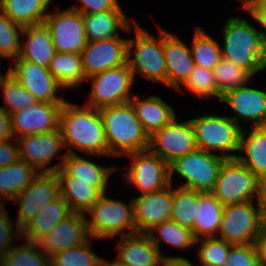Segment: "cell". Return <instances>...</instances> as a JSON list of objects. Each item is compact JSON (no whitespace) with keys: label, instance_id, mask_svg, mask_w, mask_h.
<instances>
[{"label":"cell","instance_id":"24","mask_svg":"<svg viewBox=\"0 0 266 266\" xmlns=\"http://www.w3.org/2000/svg\"><path fill=\"white\" fill-rule=\"evenodd\" d=\"M117 167L96 164L77 154H67L63 166L56 173L57 177H72L76 181L94 182V187L102 194L106 193L108 181Z\"/></svg>","mask_w":266,"mask_h":266},{"label":"cell","instance_id":"44","mask_svg":"<svg viewBox=\"0 0 266 266\" xmlns=\"http://www.w3.org/2000/svg\"><path fill=\"white\" fill-rule=\"evenodd\" d=\"M23 27L0 11V56L15 60L20 55Z\"/></svg>","mask_w":266,"mask_h":266},{"label":"cell","instance_id":"3","mask_svg":"<svg viewBox=\"0 0 266 266\" xmlns=\"http://www.w3.org/2000/svg\"><path fill=\"white\" fill-rule=\"evenodd\" d=\"M111 156H122L149 149V136L130 102L99 110Z\"/></svg>","mask_w":266,"mask_h":266},{"label":"cell","instance_id":"37","mask_svg":"<svg viewBox=\"0 0 266 266\" xmlns=\"http://www.w3.org/2000/svg\"><path fill=\"white\" fill-rule=\"evenodd\" d=\"M25 241L20 246L14 245L0 266H50V257L40 248L39 243Z\"/></svg>","mask_w":266,"mask_h":266},{"label":"cell","instance_id":"26","mask_svg":"<svg viewBox=\"0 0 266 266\" xmlns=\"http://www.w3.org/2000/svg\"><path fill=\"white\" fill-rule=\"evenodd\" d=\"M88 42L115 38L123 30L127 34L133 32V24L123 10L100 11L95 14H82ZM120 29V30H119Z\"/></svg>","mask_w":266,"mask_h":266},{"label":"cell","instance_id":"5","mask_svg":"<svg viewBox=\"0 0 266 266\" xmlns=\"http://www.w3.org/2000/svg\"><path fill=\"white\" fill-rule=\"evenodd\" d=\"M197 148L209 153L222 152L224 159H236L240 149L242 127L229 115L204 114L190 119Z\"/></svg>","mask_w":266,"mask_h":266},{"label":"cell","instance_id":"10","mask_svg":"<svg viewBox=\"0 0 266 266\" xmlns=\"http://www.w3.org/2000/svg\"><path fill=\"white\" fill-rule=\"evenodd\" d=\"M86 80L92 82L86 106L97 110L127 103L133 97L130 90L135 79L128 63L94 74Z\"/></svg>","mask_w":266,"mask_h":266},{"label":"cell","instance_id":"28","mask_svg":"<svg viewBox=\"0 0 266 266\" xmlns=\"http://www.w3.org/2000/svg\"><path fill=\"white\" fill-rule=\"evenodd\" d=\"M73 212L66 201L59 196L46 204L36 216L21 229V240L39 242L55 226Z\"/></svg>","mask_w":266,"mask_h":266},{"label":"cell","instance_id":"49","mask_svg":"<svg viewBox=\"0 0 266 266\" xmlns=\"http://www.w3.org/2000/svg\"><path fill=\"white\" fill-rule=\"evenodd\" d=\"M11 141H0V168L19 160V146Z\"/></svg>","mask_w":266,"mask_h":266},{"label":"cell","instance_id":"54","mask_svg":"<svg viewBox=\"0 0 266 266\" xmlns=\"http://www.w3.org/2000/svg\"><path fill=\"white\" fill-rule=\"evenodd\" d=\"M164 266H193V263L186 259L185 261H167Z\"/></svg>","mask_w":266,"mask_h":266},{"label":"cell","instance_id":"45","mask_svg":"<svg viewBox=\"0 0 266 266\" xmlns=\"http://www.w3.org/2000/svg\"><path fill=\"white\" fill-rule=\"evenodd\" d=\"M14 228V222L8 215L5 204L0 205V264L14 246V237L21 239V230L16 227L14 231ZM14 232H16L15 236Z\"/></svg>","mask_w":266,"mask_h":266},{"label":"cell","instance_id":"17","mask_svg":"<svg viewBox=\"0 0 266 266\" xmlns=\"http://www.w3.org/2000/svg\"><path fill=\"white\" fill-rule=\"evenodd\" d=\"M64 103L37 102L10 114L14 138L59 130Z\"/></svg>","mask_w":266,"mask_h":266},{"label":"cell","instance_id":"13","mask_svg":"<svg viewBox=\"0 0 266 266\" xmlns=\"http://www.w3.org/2000/svg\"><path fill=\"white\" fill-rule=\"evenodd\" d=\"M197 149L190 120L178 122L177 116L149 137V150L168 165Z\"/></svg>","mask_w":266,"mask_h":266},{"label":"cell","instance_id":"15","mask_svg":"<svg viewBox=\"0 0 266 266\" xmlns=\"http://www.w3.org/2000/svg\"><path fill=\"white\" fill-rule=\"evenodd\" d=\"M60 196L56 173H39L35 179L11 201L19 204L16 226L20 230L49 202Z\"/></svg>","mask_w":266,"mask_h":266},{"label":"cell","instance_id":"53","mask_svg":"<svg viewBox=\"0 0 266 266\" xmlns=\"http://www.w3.org/2000/svg\"><path fill=\"white\" fill-rule=\"evenodd\" d=\"M98 266H129L126 265L125 263L121 262L117 257L116 260L109 262L104 258H101L99 261V265Z\"/></svg>","mask_w":266,"mask_h":266},{"label":"cell","instance_id":"56","mask_svg":"<svg viewBox=\"0 0 266 266\" xmlns=\"http://www.w3.org/2000/svg\"><path fill=\"white\" fill-rule=\"evenodd\" d=\"M262 232L266 235V213L262 214Z\"/></svg>","mask_w":266,"mask_h":266},{"label":"cell","instance_id":"2","mask_svg":"<svg viewBox=\"0 0 266 266\" xmlns=\"http://www.w3.org/2000/svg\"><path fill=\"white\" fill-rule=\"evenodd\" d=\"M250 21L230 17L222 28V57L246 69L252 76L266 69V45Z\"/></svg>","mask_w":266,"mask_h":266},{"label":"cell","instance_id":"51","mask_svg":"<svg viewBox=\"0 0 266 266\" xmlns=\"http://www.w3.org/2000/svg\"><path fill=\"white\" fill-rule=\"evenodd\" d=\"M258 206L261 214L266 213V177L259 179V185L256 196Z\"/></svg>","mask_w":266,"mask_h":266},{"label":"cell","instance_id":"30","mask_svg":"<svg viewBox=\"0 0 266 266\" xmlns=\"http://www.w3.org/2000/svg\"><path fill=\"white\" fill-rule=\"evenodd\" d=\"M223 211L224 206L211 192L197 191V212L192 229L196 240L217 237Z\"/></svg>","mask_w":266,"mask_h":266},{"label":"cell","instance_id":"14","mask_svg":"<svg viewBox=\"0 0 266 266\" xmlns=\"http://www.w3.org/2000/svg\"><path fill=\"white\" fill-rule=\"evenodd\" d=\"M54 8L55 12L48 13L44 22L51 32L56 52L80 54L88 43L82 14L69 8L58 11L56 4Z\"/></svg>","mask_w":266,"mask_h":266},{"label":"cell","instance_id":"11","mask_svg":"<svg viewBox=\"0 0 266 266\" xmlns=\"http://www.w3.org/2000/svg\"><path fill=\"white\" fill-rule=\"evenodd\" d=\"M19 146V159L33 166L40 173H55L62 168L67 153L59 155L64 148L60 130L36 133L13 140ZM61 159L50 166L54 158ZM49 165V166H48Z\"/></svg>","mask_w":266,"mask_h":266},{"label":"cell","instance_id":"57","mask_svg":"<svg viewBox=\"0 0 266 266\" xmlns=\"http://www.w3.org/2000/svg\"><path fill=\"white\" fill-rule=\"evenodd\" d=\"M1 59L2 57L0 56V85H1V82L2 80L7 76V74L9 73V69L7 70V73H5V75H2L1 73Z\"/></svg>","mask_w":266,"mask_h":266},{"label":"cell","instance_id":"36","mask_svg":"<svg viewBox=\"0 0 266 266\" xmlns=\"http://www.w3.org/2000/svg\"><path fill=\"white\" fill-rule=\"evenodd\" d=\"M202 27H195L194 37L191 42V53L195 66L214 70L222 58L221 46Z\"/></svg>","mask_w":266,"mask_h":266},{"label":"cell","instance_id":"1","mask_svg":"<svg viewBox=\"0 0 266 266\" xmlns=\"http://www.w3.org/2000/svg\"><path fill=\"white\" fill-rule=\"evenodd\" d=\"M59 130L67 154H76L74 149H78L89 156H111L99 110L66 101L60 113Z\"/></svg>","mask_w":266,"mask_h":266},{"label":"cell","instance_id":"47","mask_svg":"<svg viewBox=\"0 0 266 266\" xmlns=\"http://www.w3.org/2000/svg\"><path fill=\"white\" fill-rule=\"evenodd\" d=\"M81 6L73 5L71 10L81 14H95L107 10H123L118 0H78Z\"/></svg>","mask_w":266,"mask_h":266},{"label":"cell","instance_id":"22","mask_svg":"<svg viewBox=\"0 0 266 266\" xmlns=\"http://www.w3.org/2000/svg\"><path fill=\"white\" fill-rule=\"evenodd\" d=\"M117 258L129 266H164L167 261H185L184 257H166L159 252L150 237L145 233L119 236Z\"/></svg>","mask_w":266,"mask_h":266},{"label":"cell","instance_id":"50","mask_svg":"<svg viewBox=\"0 0 266 266\" xmlns=\"http://www.w3.org/2000/svg\"><path fill=\"white\" fill-rule=\"evenodd\" d=\"M10 114L0 105V141L14 140Z\"/></svg>","mask_w":266,"mask_h":266},{"label":"cell","instance_id":"7","mask_svg":"<svg viewBox=\"0 0 266 266\" xmlns=\"http://www.w3.org/2000/svg\"><path fill=\"white\" fill-rule=\"evenodd\" d=\"M226 159L214 153L197 149L176 159L169 165L170 183L174 172L178 173L185 183L178 187L210 192L216 184L220 168Z\"/></svg>","mask_w":266,"mask_h":266},{"label":"cell","instance_id":"34","mask_svg":"<svg viewBox=\"0 0 266 266\" xmlns=\"http://www.w3.org/2000/svg\"><path fill=\"white\" fill-rule=\"evenodd\" d=\"M50 73L57 79L63 89L79 87L87 81L81 55L77 53L56 52L48 66Z\"/></svg>","mask_w":266,"mask_h":266},{"label":"cell","instance_id":"4","mask_svg":"<svg viewBox=\"0 0 266 266\" xmlns=\"http://www.w3.org/2000/svg\"><path fill=\"white\" fill-rule=\"evenodd\" d=\"M157 37L143 29L135 20V37L128 39L127 63L135 78L136 73L146 80L166 86V62L163 51V29Z\"/></svg>","mask_w":266,"mask_h":266},{"label":"cell","instance_id":"18","mask_svg":"<svg viewBox=\"0 0 266 266\" xmlns=\"http://www.w3.org/2000/svg\"><path fill=\"white\" fill-rule=\"evenodd\" d=\"M128 39L115 38L88 42L80 53L86 78L127 64Z\"/></svg>","mask_w":266,"mask_h":266},{"label":"cell","instance_id":"32","mask_svg":"<svg viewBox=\"0 0 266 266\" xmlns=\"http://www.w3.org/2000/svg\"><path fill=\"white\" fill-rule=\"evenodd\" d=\"M33 166L22 160L0 168V205L11 201L39 174ZM3 201V202H2Z\"/></svg>","mask_w":266,"mask_h":266},{"label":"cell","instance_id":"55","mask_svg":"<svg viewBox=\"0 0 266 266\" xmlns=\"http://www.w3.org/2000/svg\"><path fill=\"white\" fill-rule=\"evenodd\" d=\"M257 1H266V0H242L243 6L241 8L245 10L248 6H250L251 4Z\"/></svg>","mask_w":266,"mask_h":266},{"label":"cell","instance_id":"35","mask_svg":"<svg viewBox=\"0 0 266 266\" xmlns=\"http://www.w3.org/2000/svg\"><path fill=\"white\" fill-rule=\"evenodd\" d=\"M155 232H157L160 236H158V234H154ZM147 235L158 248L159 252L161 240L175 248L183 250L195 246L196 243V239L191 228L181 226L171 219L154 226L148 231Z\"/></svg>","mask_w":266,"mask_h":266},{"label":"cell","instance_id":"12","mask_svg":"<svg viewBox=\"0 0 266 266\" xmlns=\"http://www.w3.org/2000/svg\"><path fill=\"white\" fill-rule=\"evenodd\" d=\"M126 156L132 159V163L126 166L128 168L122 173V179L133 188L137 187L142 194L163 190L171 184L169 165L149 149Z\"/></svg>","mask_w":266,"mask_h":266},{"label":"cell","instance_id":"6","mask_svg":"<svg viewBox=\"0 0 266 266\" xmlns=\"http://www.w3.org/2000/svg\"><path fill=\"white\" fill-rule=\"evenodd\" d=\"M86 214L90 215V219L86 217L90 238L102 240L137 233L133 199L127 204L122 200L107 197V192L102 193Z\"/></svg>","mask_w":266,"mask_h":266},{"label":"cell","instance_id":"9","mask_svg":"<svg viewBox=\"0 0 266 266\" xmlns=\"http://www.w3.org/2000/svg\"><path fill=\"white\" fill-rule=\"evenodd\" d=\"M253 202L224 206L217 238L233 245L255 244L262 232V214Z\"/></svg>","mask_w":266,"mask_h":266},{"label":"cell","instance_id":"8","mask_svg":"<svg viewBox=\"0 0 266 266\" xmlns=\"http://www.w3.org/2000/svg\"><path fill=\"white\" fill-rule=\"evenodd\" d=\"M259 178L237 158L226 159L210 191L223 206L254 201Z\"/></svg>","mask_w":266,"mask_h":266},{"label":"cell","instance_id":"33","mask_svg":"<svg viewBox=\"0 0 266 266\" xmlns=\"http://www.w3.org/2000/svg\"><path fill=\"white\" fill-rule=\"evenodd\" d=\"M51 2L52 0H0V11L14 23L27 27L45 21Z\"/></svg>","mask_w":266,"mask_h":266},{"label":"cell","instance_id":"25","mask_svg":"<svg viewBox=\"0 0 266 266\" xmlns=\"http://www.w3.org/2000/svg\"><path fill=\"white\" fill-rule=\"evenodd\" d=\"M21 36L22 43L18 58L48 68L56 50L51 32L45 22L23 27ZM25 37H27L26 40Z\"/></svg>","mask_w":266,"mask_h":266},{"label":"cell","instance_id":"20","mask_svg":"<svg viewBox=\"0 0 266 266\" xmlns=\"http://www.w3.org/2000/svg\"><path fill=\"white\" fill-rule=\"evenodd\" d=\"M247 85L227 91L221 101L232 108L234 115L229 117L239 126L240 119L251 121L252 127L266 126V91Z\"/></svg>","mask_w":266,"mask_h":266},{"label":"cell","instance_id":"48","mask_svg":"<svg viewBox=\"0 0 266 266\" xmlns=\"http://www.w3.org/2000/svg\"><path fill=\"white\" fill-rule=\"evenodd\" d=\"M247 15L249 14L254 21H256L261 27H263V31H259L261 33L262 39L266 45V1H257L250 6H248L245 10Z\"/></svg>","mask_w":266,"mask_h":266},{"label":"cell","instance_id":"43","mask_svg":"<svg viewBox=\"0 0 266 266\" xmlns=\"http://www.w3.org/2000/svg\"><path fill=\"white\" fill-rule=\"evenodd\" d=\"M197 244V256L202 266H224L233 245L217 237L197 239L195 245Z\"/></svg>","mask_w":266,"mask_h":266},{"label":"cell","instance_id":"29","mask_svg":"<svg viewBox=\"0 0 266 266\" xmlns=\"http://www.w3.org/2000/svg\"><path fill=\"white\" fill-rule=\"evenodd\" d=\"M250 130L242 129L237 159L260 179L266 177V126Z\"/></svg>","mask_w":266,"mask_h":266},{"label":"cell","instance_id":"52","mask_svg":"<svg viewBox=\"0 0 266 266\" xmlns=\"http://www.w3.org/2000/svg\"><path fill=\"white\" fill-rule=\"evenodd\" d=\"M260 266H266V235L261 232L255 241Z\"/></svg>","mask_w":266,"mask_h":266},{"label":"cell","instance_id":"27","mask_svg":"<svg viewBox=\"0 0 266 266\" xmlns=\"http://www.w3.org/2000/svg\"><path fill=\"white\" fill-rule=\"evenodd\" d=\"M129 102L149 137L176 117L172 106L156 95H150L144 100L139 95H134Z\"/></svg>","mask_w":266,"mask_h":266},{"label":"cell","instance_id":"16","mask_svg":"<svg viewBox=\"0 0 266 266\" xmlns=\"http://www.w3.org/2000/svg\"><path fill=\"white\" fill-rule=\"evenodd\" d=\"M10 65H13L9 68L11 75L39 102L65 103L67 101L62 94L57 97V92L62 87L47 67L39 66L22 58L15 59Z\"/></svg>","mask_w":266,"mask_h":266},{"label":"cell","instance_id":"31","mask_svg":"<svg viewBox=\"0 0 266 266\" xmlns=\"http://www.w3.org/2000/svg\"><path fill=\"white\" fill-rule=\"evenodd\" d=\"M58 180L60 196L73 213L86 215L101 195L94 187V182L76 181L72 177H58Z\"/></svg>","mask_w":266,"mask_h":266},{"label":"cell","instance_id":"39","mask_svg":"<svg viewBox=\"0 0 266 266\" xmlns=\"http://www.w3.org/2000/svg\"><path fill=\"white\" fill-rule=\"evenodd\" d=\"M214 75L219 93L224 95L227 91L249 84L252 75L244 68L231 61L221 58L214 68Z\"/></svg>","mask_w":266,"mask_h":266},{"label":"cell","instance_id":"19","mask_svg":"<svg viewBox=\"0 0 266 266\" xmlns=\"http://www.w3.org/2000/svg\"><path fill=\"white\" fill-rule=\"evenodd\" d=\"M173 183L165 189L132 198L137 233L147 234L154 226L170 220L173 206Z\"/></svg>","mask_w":266,"mask_h":266},{"label":"cell","instance_id":"41","mask_svg":"<svg viewBox=\"0 0 266 266\" xmlns=\"http://www.w3.org/2000/svg\"><path fill=\"white\" fill-rule=\"evenodd\" d=\"M91 241L69 248L50 257V266H98L101 259L92 251Z\"/></svg>","mask_w":266,"mask_h":266},{"label":"cell","instance_id":"38","mask_svg":"<svg viewBox=\"0 0 266 266\" xmlns=\"http://www.w3.org/2000/svg\"><path fill=\"white\" fill-rule=\"evenodd\" d=\"M197 212V190L178 187L173 189V206L170 219L181 226L193 229Z\"/></svg>","mask_w":266,"mask_h":266},{"label":"cell","instance_id":"46","mask_svg":"<svg viewBox=\"0 0 266 266\" xmlns=\"http://www.w3.org/2000/svg\"><path fill=\"white\" fill-rule=\"evenodd\" d=\"M224 266H260L255 244L232 245Z\"/></svg>","mask_w":266,"mask_h":266},{"label":"cell","instance_id":"21","mask_svg":"<svg viewBox=\"0 0 266 266\" xmlns=\"http://www.w3.org/2000/svg\"><path fill=\"white\" fill-rule=\"evenodd\" d=\"M163 51L166 62V86L182 91L194 68L190 46L177 35L163 30Z\"/></svg>","mask_w":266,"mask_h":266},{"label":"cell","instance_id":"42","mask_svg":"<svg viewBox=\"0 0 266 266\" xmlns=\"http://www.w3.org/2000/svg\"><path fill=\"white\" fill-rule=\"evenodd\" d=\"M193 95L200 99L217 98L222 100L219 93L214 70H209L201 66H194L189 79L183 85Z\"/></svg>","mask_w":266,"mask_h":266},{"label":"cell","instance_id":"40","mask_svg":"<svg viewBox=\"0 0 266 266\" xmlns=\"http://www.w3.org/2000/svg\"><path fill=\"white\" fill-rule=\"evenodd\" d=\"M0 88L3 92L6 106H1L9 114L32 106L39 102L37 98L23 86L9 72L2 80Z\"/></svg>","mask_w":266,"mask_h":266},{"label":"cell","instance_id":"23","mask_svg":"<svg viewBox=\"0 0 266 266\" xmlns=\"http://www.w3.org/2000/svg\"><path fill=\"white\" fill-rule=\"evenodd\" d=\"M88 239L91 238L88 233L86 215L72 213L38 243L40 248L51 257L56 253L79 246Z\"/></svg>","mask_w":266,"mask_h":266}]
</instances>
